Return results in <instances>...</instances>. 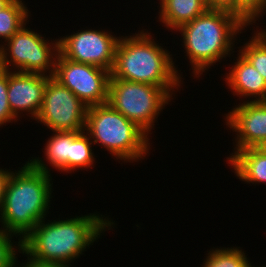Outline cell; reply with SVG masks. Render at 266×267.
Wrapping results in <instances>:
<instances>
[{"mask_svg": "<svg viewBox=\"0 0 266 267\" xmlns=\"http://www.w3.org/2000/svg\"><path fill=\"white\" fill-rule=\"evenodd\" d=\"M53 77L74 93L87 107L108 102L110 71L65 58L60 52Z\"/></svg>", "mask_w": 266, "mask_h": 267, "instance_id": "cell-9", "label": "cell"}, {"mask_svg": "<svg viewBox=\"0 0 266 267\" xmlns=\"http://www.w3.org/2000/svg\"><path fill=\"white\" fill-rule=\"evenodd\" d=\"M225 113L224 121L228 130L235 132L233 152L247 148H260L266 142V101L240 102ZM236 146V147H235Z\"/></svg>", "mask_w": 266, "mask_h": 267, "instance_id": "cell-11", "label": "cell"}, {"mask_svg": "<svg viewBox=\"0 0 266 267\" xmlns=\"http://www.w3.org/2000/svg\"><path fill=\"white\" fill-rule=\"evenodd\" d=\"M104 217L94 212L66 220L44 218L21 240L19 253L37 262L71 267L70 263L79 259L105 231L115 227L112 218Z\"/></svg>", "mask_w": 266, "mask_h": 267, "instance_id": "cell-1", "label": "cell"}, {"mask_svg": "<svg viewBox=\"0 0 266 267\" xmlns=\"http://www.w3.org/2000/svg\"><path fill=\"white\" fill-rule=\"evenodd\" d=\"M251 34L250 39L237 48L266 81V39L257 30Z\"/></svg>", "mask_w": 266, "mask_h": 267, "instance_id": "cell-20", "label": "cell"}, {"mask_svg": "<svg viewBox=\"0 0 266 267\" xmlns=\"http://www.w3.org/2000/svg\"><path fill=\"white\" fill-rule=\"evenodd\" d=\"M90 136L82 131L71 143V173L77 170L88 171L96 162ZM88 169V170H87Z\"/></svg>", "mask_w": 266, "mask_h": 267, "instance_id": "cell-19", "label": "cell"}, {"mask_svg": "<svg viewBox=\"0 0 266 267\" xmlns=\"http://www.w3.org/2000/svg\"><path fill=\"white\" fill-rule=\"evenodd\" d=\"M146 30L120 36L110 79L159 86L175 97V93L181 90L179 88L184 83L183 72L174 64V55L154 39L151 31Z\"/></svg>", "mask_w": 266, "mask_h": 267, "instance_id": "cell-2", "label": "cell"}, {"mask_svg": "<svg viewBox=\"0 0 266 267\" xmlns=\"http://www.w3.org/2000/svg\"><path fill=\"white\" fill-rule=\"evenodd\" d=\"M25 23L1 46L0 68L53 76L59 54V38L49 41Z\"/></svg>", "mask_w": 266, "mask_h": 267, "instance_id": "cell-7", "label": "cell"}, {"mask_svg": "<svg viewBox=\"0 0 266 267\" xmlns=\"http://www.w3.org/2000/svg\"><path fill=\"white\" fill-rule=\"evenodd\" d=\"M214 248V249H213ZM203 259L202 267H251L248 255L240 247H213ZM200 266V267H201Z\"/></svg>", "mask_w": 266, "mask_h": 267, "instance_id": "cell-18", "label": "cell"}, {"mask_svg": "<svg viewBox=\"0 0 266 267\" xmlns=\"http://www.w3.org/2000/svg\"><path fill=\"white\" fill-rule=\"evenodd\" d=\"M23 0H11L0 11V45L8 41L25 23L29 22L30 10ZM3 40V41H2Z\"/></svg>", "mask_w": 266, "mask_h": 267, "instance_id": "cell-17", "label": "cell"}, {"mask_svg": "<svg viewBox=\"0 0 266 267\" xmlns=\"http://www.w3.org/2000/svg\"><path fill=\"white\" fill-rule=\"evenodd\" d=\"M18 262L19 261L17 258L16 264L14 267H65V266L59 265V264L37 262V261L30 259L29 257H27V259L24 260V262H22V263H21V261L19 263Z\"/></svg>", "mask_w": 266, "mask_h": 267, "instance_id": "cell-25", "label": "cell"}, {"mask_svg": "<svg viewBox=\"0 0 266 267\" xmlns=\"http://www.w3.org/2000/svg\"><path fill=\"white\" fill-rule=\"evenodd\" d=\"M52 177L29 161L19 170L11 171L0 207L1 228L21 241L48 217L54 191Z\"/></svg>", "mask_w": 266, "mask_h": 267, "instance_id": "cell-3", "label": "cell"}, {"mask_svg": "<svg viewBox=\"0 0 266 267\" xmlns=\"http://www.w3.org/2000/svg\"><path fill=\"white\" fill-rule=\"evenodd\" d=\"M50 77L39 73L8 70V102L12 114L18 120L22 118L23 113L33 120L38 116L45 86Z\"/></svg>", "mask_w": 266, "mask_h": 267, "instance_id": "cell-12", "label": "cell"}, {"mask_svg": "<svg viewBox=\"0 0 266 267\" xmlns=\"http://www.w3.org/2000/svg\"><path fill=\"white\" fill-rule=\"evenodd\" d=\"M8 70L0 68V128L8 123L19 121L13 114L8 102Z\"/></svg>", "mask_w": 266, "mask_h": 267, "instance_id": "cell-23", "label": "cell"}, {"mask_svg": "<svg viewBox=\"0 0 266 267\" xmlns=\"http://www.w3.org/2000/svg\"><path fill=\"white\" fill-rule=\"evenodd\" d=\"M260 149L266 153V142L260 146Z\"/></svg>", "mask_w": 266, "mask_h": 267, "instance_id": "cell-29", "label": "cell"}, {"mask_svg": "<svg viewBox=\"0 0 266 267\" xmlns=\"http://www.w3.org/2000/svg\"><path fill=\"white\" fill-rule=\"evenodd\" d=\"M12 237L16 236L0 227V267H14L16 264L18 252L21 251V241L16 242Z\"/></svg>", "mask_w": 266, "mask_h": 267, "instance_id": "cell-22", "label": "cell"}, {"mask_svg": "<svg viewBox=\"0 0 266 267\" xmlns=\"http://www.w3.org/2000/svg\"><path fill=\"white\" fill-rule=\"evenodd\" d=\"M44 146L45 159L31 157L29 162L40 171L51 173L48 165L61 173H71V143L82 132H57L52 131ZM47 163V164H46Z\"/></svg>", "mask_w": 266, "mask_h": 267, "instance_id": "cell-14", "label": "cell"}, {"mask_svg": "<svg viewBox=\"0 0 266 267\" xmlns=\"http://www.w3.org/2000/svg\"><path fill=\"white\" fill-rule=\"evenodd\" d=\"M11 0H0V11L4 8Z\"/></svg>", "mask_w": 266, "mask_h": 267, "instance_id": "cell-28", "label": "cell"}, {"mask_svg": "<svg viewBox=\"0 0 266 267\" xmlns=\"http://www.w3.org/2000/svg\"><path fill=\"white\" fill-rule=\"evenodd\" d=\"M260 28V29H259ZM262 36H266V28L265 29H261V26H256L255 28Z\"/></svg>", "mask_w": 266, "mask_h": 267, "instance_id": "cell-27", "label": "cell"}, {"mask_svg": "<svg viewBox=\"0 0 266 267\" xmlns=\"http://www.w3.org/2000/svg\"><path fill=\"white\" fill-rule=\"evenodd\" d=\"M237 56L234 57L236 60L232 68L224 75L227 88L239 99L243 97L240 99L242 102L266 101V81L263 76L239 51Z\"/></svg>", "mask_w": 266, "mask_h": 267, "instance_id": "cell-13", "label": "cell"}, {"mask_svg": "<svg viewBox=\"0 0 266 267\" xmlns=\"http://www.w3.org/2000/svg\"><path fill=\"white\" fill-rule=\"evenodd\" d=\"M265 13L266 0H238V17L249 27L258 25Z\"/></svg>", "mask_w": 266, "mask_h": 267, "instance_id": "cell-21", "label": "cell"}, {"mask_svg": "<svg viewBox=\"0 0 266 267\" xmlns=\"http://www.w3.org/2000/svg\"><path fill=\"white\" fill-rule=\"evenodd\" d=\"M245 28L247 29V25L236 15L208 9L173 33L181 34V45L193 70L192 76L198 79L211 66L231 57L235 52V42L240 38L238 35L246 32L243 31Z\"/></svg>", "mask_w": 266, "mask_h": 267, "instance_id": "cell-4", "label": "cell"}, {"mask_svg": "<svg viewBox=\"0 0 266 267\" xmlns=\"http://www.w3.org/2000/svg\"><path fill=\"white\" fill-rule=\"evenodd\" d=\"M87 110L88 107L74 93L51 76L35 121L51 131H85Z\"/></svg>", "mask_w": 266, "mask_h": 267, "instance_id": "cell-8", "label": "cell"}, {"mask_svg": "<svg viewBox=\"0 0 266 267\" xmlns=\"http://www.w3.org/2000/svg\"><path fill=\"white\" fill-rule=\"evenodd\" d=\"M5 169V170H4ZM0 168V207L4 198L7 181L10 177L11 170L6 168Z\"/></svg>", "mask_w": 266, "mask_h": 267, "instance_id": "cell-26", "label": "cell"}, {"mask_svg": "<svg viewBox=\"0 0 266 267\" xmlns=\"http://www.w3.org/2000/svg\"><path fill=\"white\" fill-rule=\"evenodd\" d=\"M232 172L247 184H266V153L260 148L237 151L228 161Z\"/></svg>", "mask_w": 266, "mask_h": 267, "instance_id": "cell-15", "label": "cell"}, {"mask_svg": "<svg viewBox=\"0 0 266 267\" xmlns=\"http://www.w3.org/2000/svg\"><path fill=\"white\" fill-rule=\"evenodd\" d=\"M85 132L118 162H139L152 150L149 136L108 102L88 107Z\"/></svg>", "mask_w": 266, "mask_h": 267, "instance_id": "cell-5", "label": "cell"}, {"mask_svg": "<svg viewBox=\"0 0 266 267\" xmlns=\"http://www.w3.org/2000/svg\"><path fill=\"white\" fill-rule=\"evenodd\" d=\"M92 29L82 28L76 33L73 31L71 35L59 37V52L69 60L95 65L111 72L120 36L106 29Z\"/></svg>", "mask_w": 266, "mask_h": 267, "instance_id": "cell-10", "label": "cell"}, {"mask_svg": "<svg viewBox=\"0 0 266 267\" xmlns=\"http://www.w3.org/2000/svg\"><path fill=\"white\" fill-rule=\"evenodd\" d=\"M208 9L221 10L238 17V0H204Z\"/></svg>", "mask_w": 266, "mask_h": 267, "instance_id": "cell-24", "label": "cell"}, {"mask_svg": "<svg viewBox=\"0 0 266 267\" xmlns=\"http://www.w3.org/2000/svg\"><path fill=\"white\" fill-rule=\"evenodd\" d=\"M158 22L173 31L208 10L204 0H159Z\"/></svg>", "mask_w": 266, "mask_h": 267, "instance_id": "cell-16", "label": "cell"}, {"mask_svg": "<svg viewBox=\"0 0 266 267\" xmlns=\"http://www.w3.org/2000/svg\"><path fill=\"white\" fill-rule=\"evenodd\" d=\"M173 98L159 86L121 79L109 80L108 103L149 137L160 113Z\"/></svg>", "mask_w": 266, "mask_h": 267, "instance_id": "cell-6", "label": "cell"}]
</instances>
